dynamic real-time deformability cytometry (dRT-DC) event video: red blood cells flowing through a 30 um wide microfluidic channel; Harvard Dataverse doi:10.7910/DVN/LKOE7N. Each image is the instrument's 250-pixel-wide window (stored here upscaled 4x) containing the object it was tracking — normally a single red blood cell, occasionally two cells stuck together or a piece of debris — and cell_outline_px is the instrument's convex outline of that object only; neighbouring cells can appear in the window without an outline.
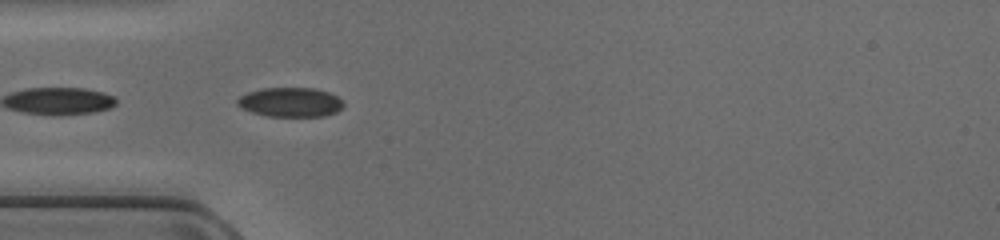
{"species": "common noctule bat (a hibernating species)", "species_latin": "Nyctalus noctula", "temperature_condition": "cold", "stored_images_in_passage": 9, "camera_frame_rate_fps": 3000, "um_per_image_px": 0.085, "animal": {"sex": "female", "body_mass_g": 17.0, "forearm_length_mm": 48.0}, "frame": {"image": 1, "passage_image": 3, "time_ms": 0.667, "image_size_px": [1000, 240], "cell_outline_px": [[344, 104], [336, 112], [324, 116], [268, 116], [252, 112], [236, 104], [236, 100], [240, 96], [248, 92], [264, 88], [316, 88], [328, 92], [336, 96]], "centroid_in_image_um": [24.67, 8.68], "position_along_channel_um": 60.3, "area_um2": 17.98}}
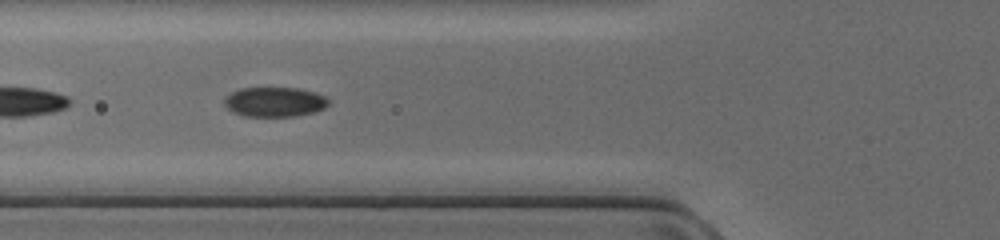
{"frame": {"image": 2, "passage_image": 6, "time_ms": 1.667, "image_size_px": [1000, 240], "cell_outline_px": [[332, 100], [324, 108], [312, 112], [296, 116], [244, 116], [232, 112], [224, 104], [224, 100], [232, 92], [240, 88], [296, 88], [316, 92], [328, 96]], "centroid_in_image_um": [23.39, 8.66], "position_along_channel_um": 102.4, "area_um2": 18.09}}